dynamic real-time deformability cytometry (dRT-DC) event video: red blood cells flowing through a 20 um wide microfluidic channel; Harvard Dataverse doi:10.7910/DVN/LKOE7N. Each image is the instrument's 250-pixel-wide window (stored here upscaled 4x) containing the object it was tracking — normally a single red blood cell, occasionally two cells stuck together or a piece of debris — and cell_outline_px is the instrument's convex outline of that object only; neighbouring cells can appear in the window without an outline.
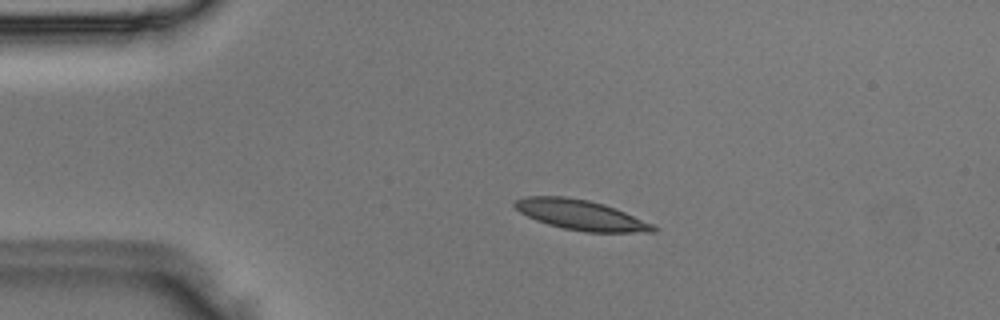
{"species": "Egyptian fruit bat (a non-hibernating species)", "species_latin": "Rousettus aegyptiacus", "temperature_condition": "room temperature", "stored_images_in_passage": 39, "camera_frame_rate_fps": 3000, "um_per_image_px": 0.085, "animal": {"sex": "male"}, "frame": {"image": 1, "passage_image": 1, "time_ms": 0.0, "image_size_px": [1000, 320], "cell_outline_px": [[660, 228], [656, 232], [584, 232], [564, 228], [548, 224], [536, 220], [520, 212], [512, 204], [516, 200], [524, 196], [564, 196], [588, 200], [604, 204], [616, 208], [652, 224]], "centroid_in_image_um": [49.37, 18.27], "position_along_channel_um": 35.6, "area_um2": 24.22}}
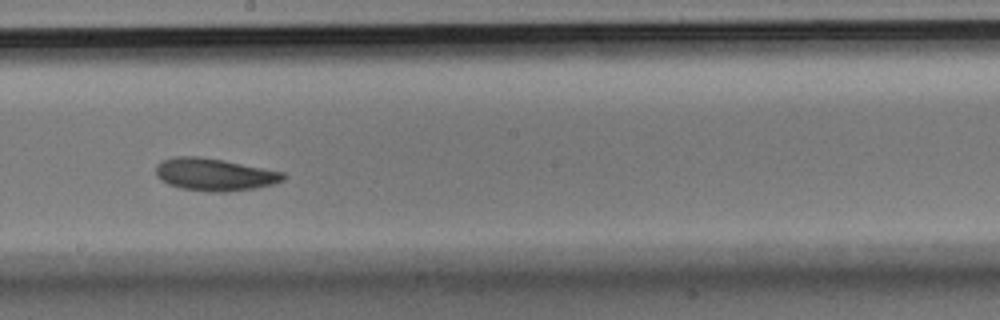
{"frame": {"image": 2, "passage_image": 18, "time_ms": 5.667, "image_size_px": [1000, 320], "cell_outline_px": [[288, 176], [284, 180], [272, 184], [256, 188], [224, 192], [208, 192], [180, 188], [168, 184], [160, 180], [156, 176], [156, 164], [160, 160], [172, 156], [200, 156], [224, 160], [284, 172]], "centroid_in_image_um": [18.2, 14.82], "position_along_channel_um": 230.0, "area_um2": 24.45}}
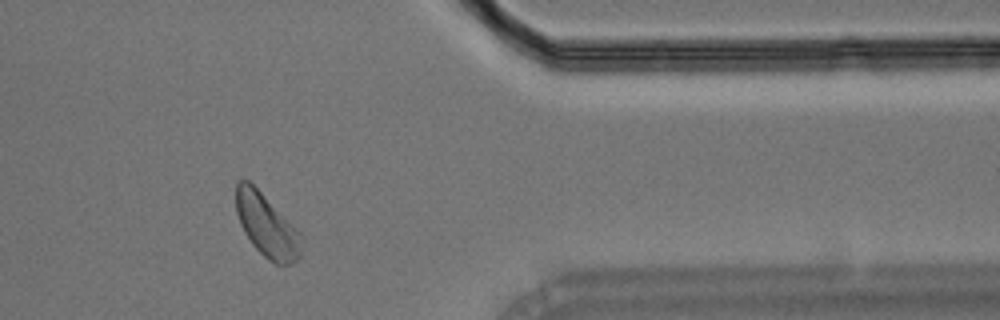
{"frame": {"image": 3, "passage_image": 31, "time_ms": 10.0, "image_size_px": [1000, 320], "cell_outline_px": [[304, 236], [300, 256], [292, 264], [276, 264], [268, 260], [252, 244], [244, 232], [240, 224], [236, 212], [236, 180], [248, 180]], "centroid_in_image_um": [22.68, 19.2], "position_along_channel_um": 388.7, "area_um2": 23.81}}